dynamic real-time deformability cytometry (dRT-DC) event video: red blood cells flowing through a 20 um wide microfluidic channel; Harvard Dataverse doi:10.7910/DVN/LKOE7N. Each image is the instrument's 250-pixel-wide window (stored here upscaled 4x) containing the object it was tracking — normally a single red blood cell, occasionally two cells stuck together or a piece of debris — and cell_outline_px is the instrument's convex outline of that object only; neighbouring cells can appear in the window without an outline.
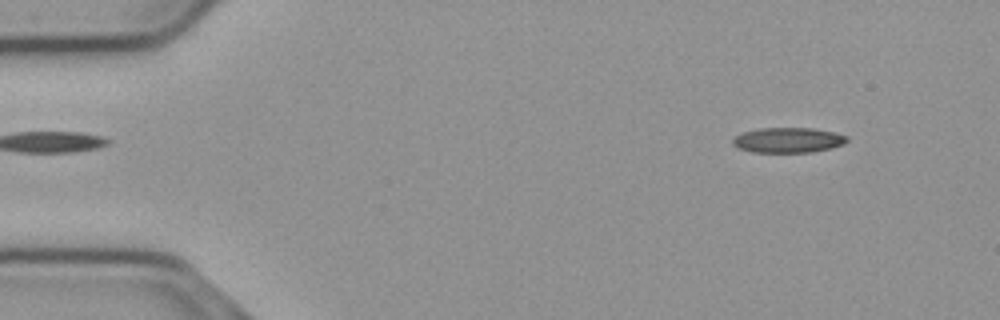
{"species": "common noctule bat (a hibernating species)", "species_latin": "Nyctalus noctula", "temperature_condition": "cold", "stored_images_in_passage": 55, "camera_frame_rate_fps": 3000, "um_per_image_px": 0.085, "animal": {"sex": "male", "body_mass_g": 23.1, "forearm_length_mm": 52.7}, "frame": {"image": 1, "passage_image": 5, "time_ms": 1.333, "image_size_px": [1000, 320], "cell_outline_px": [[848, 140], [844, 144], [832, 148], [812, 152], [752, 152], [736, 148], [732, 144], [732, 140], [736, 136], [744, 132], [760, 128], [812, 128], [832, 132], [848, 136]], "centroid_in_image_um": [66.98, 11.92], "position_along_channel_um": 18.0, "area_um2": 16.76}}
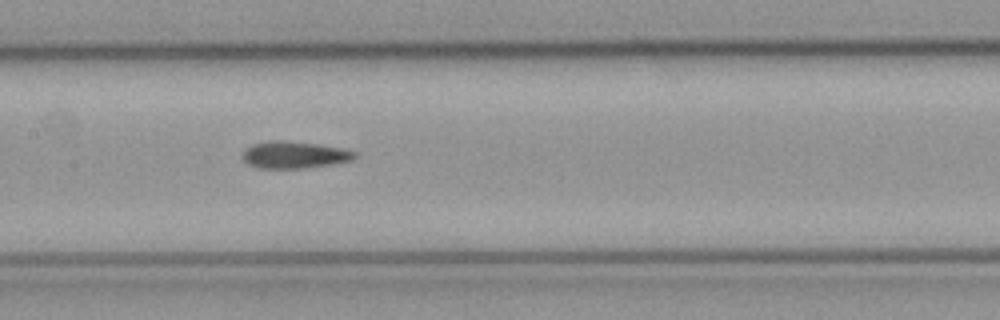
{"frame": {"image": 2, "passage_image": 26, "time_ms": 8.333, "image_size_px": [1000, 320], "cell_outline_px": [[356, 156], [352, 160], [332, 164], [304, 168], [260, 168], [248, 164], [244, 160], [244, 152], [252, 144], [268, 140], [280, 140], [316, 144], [340, 148], [356, 152]], "centroid_in_image_um": [25.01, 13.16], "position_along_channel_um": 182.4, "area_um2": 17.34}}
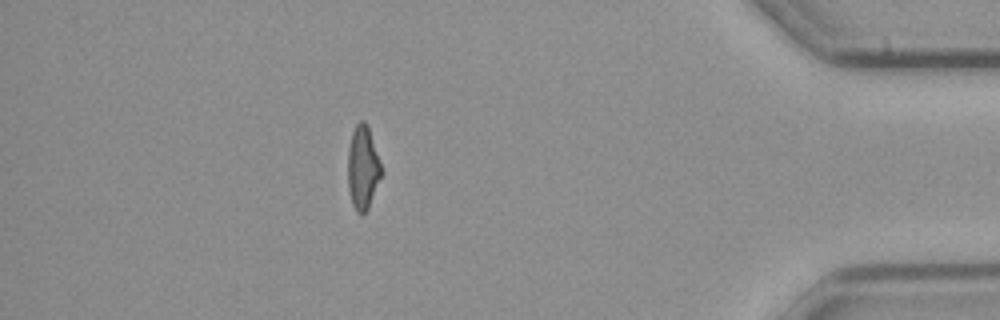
{"frame": {"image": 3, "passage_image": 48, "time_ms": 15.667, "image_size_px": [1000, 320], "cell_outline_px": [[384, 172], [368, 208], [360, 216], [356, 212], [352, 204], [348, 188], [348, 148], [352, 132], [356, 124], [360, 120], [364, 120], [368, 124]], "centroid_in_image_um": [30.86, 14.24], "position_along_channel_um": 404.3, "area_um2": 16.7}, "authors_computed_cell_mechanics": {"area_um2": 17.1666, "velocity_mm_per_s": 3.7004, "shape_relaxation_time_tau1_ms": 10.5457, "shape_relaxation_time_tau2_ms": 4.1035, "deformation_change_tau1": 0.238, "deformation_change_tau2": 0.108}}